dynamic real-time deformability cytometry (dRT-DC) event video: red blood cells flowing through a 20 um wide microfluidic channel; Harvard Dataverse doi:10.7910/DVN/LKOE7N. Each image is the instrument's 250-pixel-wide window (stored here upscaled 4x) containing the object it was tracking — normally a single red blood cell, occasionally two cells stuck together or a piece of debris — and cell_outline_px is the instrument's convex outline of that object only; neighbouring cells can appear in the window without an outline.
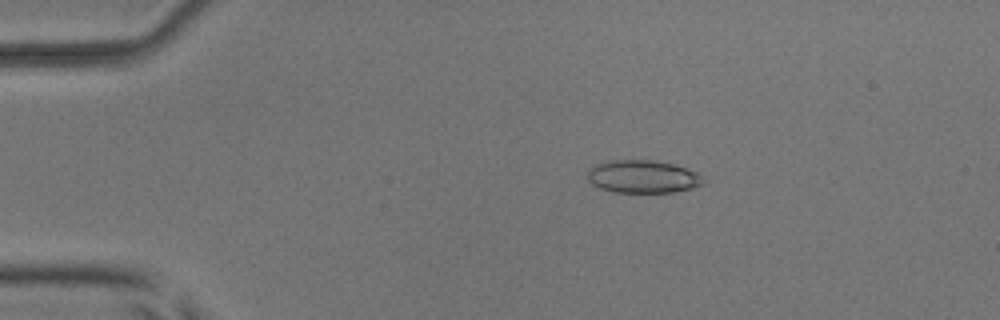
{"species": "common noctule bat (a hibernating species)", "species_latin": "Nyctalus noctula", "temperature_condition": "room temperature", "stored_images_in_passage": 47, "camera_frame_rate_fps": 3000, "um_per_image_px": 0.085, "animal": {"sex": "male", "body_mass_g": 17.9, "forearm_length_mm": 54.2}, "frame": {"image": 1, "passage_image": 4, "time_ms": 1.0, "image_size_px": [1000, 320], "cell_outline_px": [[704, 184], [692, 188], [672, 192], [616, 192], [600, 188], [592, 184], [588, 180], [588, 172], [596, 164], [608, 160], [656, 160], [672, 164], [696, 172], [700, 176]], "centroid_in_image_um": [54.61, 15.01], "position_along_channel_um": 30.4, "area_um2": 21.91}}
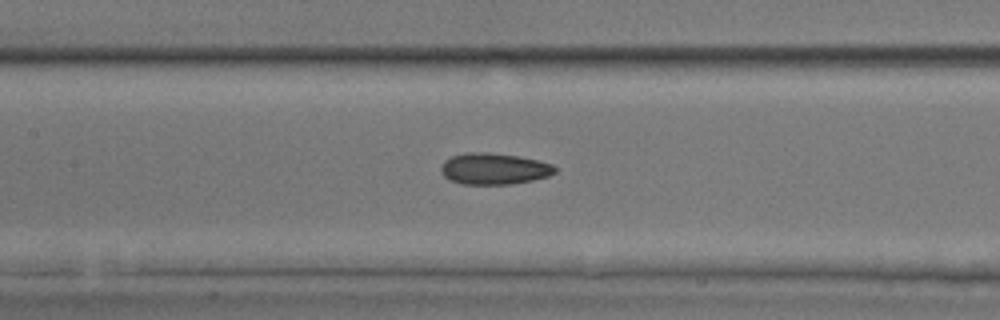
{"frame": {"image": 2, "passage_image": 19, "time_ms": 6.0, "image_size_px": [1000, 320], "cell_outline_px": [[556, 172], [548, 176], [532, 180], [512, 184], [460, 184], [448, 180], [440, 172], [440, 168], [444, 160], [452, 156], [468, 152], [488, 152], [516, 156], [536, 160], [552, 164], [556, 168]], "centroid_in_image_um": [41.94, 14.35], "position_along_channel_um": 165.5, "area_um2": 20.87}}
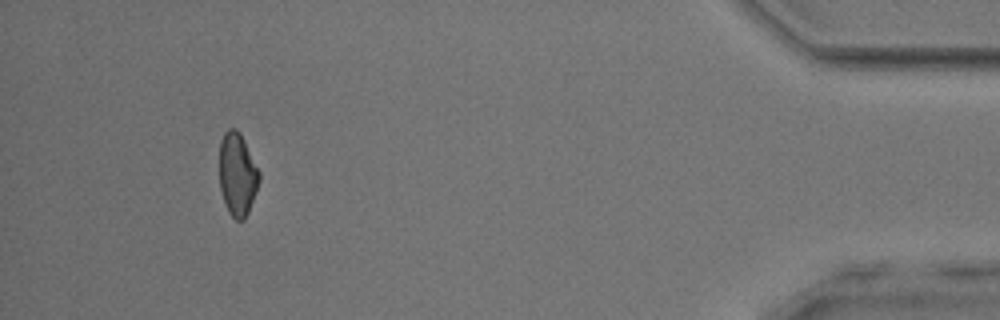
{"frame": {"image": 3, "passage_image": 43, "time_ms": 14.0, "image_size_px": [1000, 320], "cell_outline_px": [[260, 180], [256, 192], [248, 212], [244, 220], [236, 220], [228, 212], [220, 188], [220, 140], [224, 132], [228, 128], [236, 128], [240, 132], [260, 172]], "centroid_in_image_um": [20.18, 14.8], "position_along_channel_um": 415.0, "area_um2": 19.25}, "authors_computed_cell_mechanics": {"area_um2": 20.1144, "velocity_mm_per_s": 3.9224, "shape_relaxation_time_tau1_ms": null, "shape_relaxation_time_tau2_ms": 3.5481, "deformation_change_tau1": null, "deformation_change_tau2": 0.102}}